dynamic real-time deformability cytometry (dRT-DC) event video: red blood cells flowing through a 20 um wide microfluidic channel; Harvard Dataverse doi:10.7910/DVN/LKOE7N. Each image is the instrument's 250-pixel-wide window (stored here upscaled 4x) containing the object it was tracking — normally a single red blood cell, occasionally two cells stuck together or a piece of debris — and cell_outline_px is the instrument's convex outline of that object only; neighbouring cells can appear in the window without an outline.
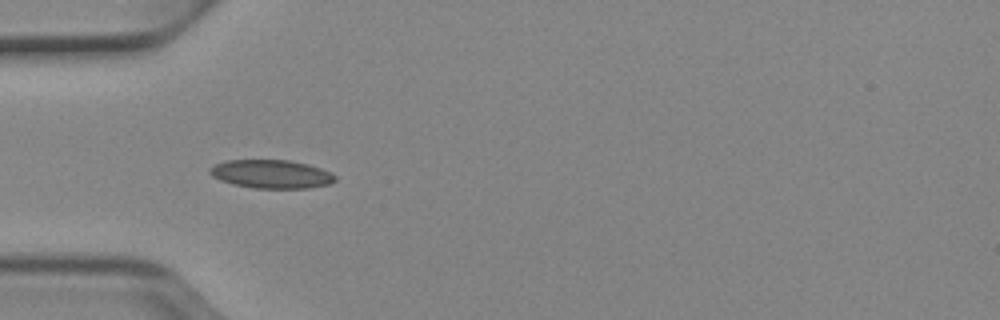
{"species": "Egyptian fruit bat (a non-hibernating species)", "species_latin": "Rousettus aegyptiacus", "temperature_condition": "cold", "stored_images_in_passage": 4, "camera_frame_rate_fps": 3000, "um_per_image_px": 0.085, "animal": {"sex": "female"}, "frame": {"image": 1, "passage_image": 1, "time_ms": 0.0, "image_size_px": [1000, 320], "cell_outline_px": [[336, 180], [328, 184], [308, 188], [252, 188], [232, 184], [220, 180], [212, 176], [208, 172], [208, 168], [216, 164], [228, 160], [288, 160], [308, 164], [320, 168], [336, 176]], "centroid_in_image_um": [23.02, 14.8], "position_along_channel_um": 62.0, "area_um2": 20.75}}
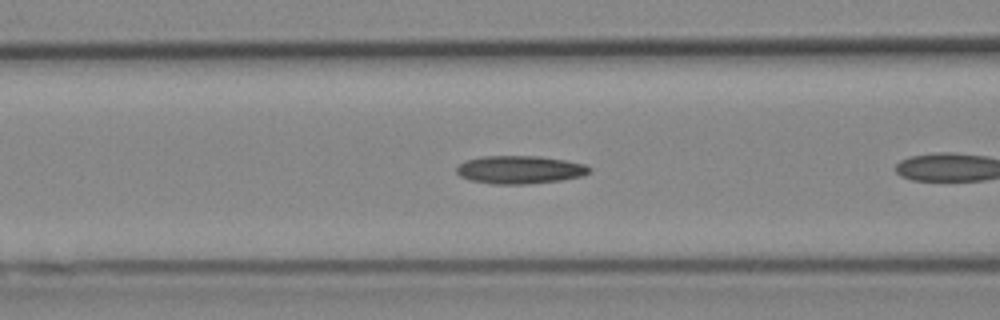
{"frame": {"image": 2, "passage_image": 3, "time_ms": 0.667, "image_size_px": [1000, 320], "cell_outline_px": [[592, 168], [584, 176], [560, 180], [528, 184], [492, 184], [468, 180], [460, 176], [456, 172], [456, 168], [464, 160], [480, 156], [540, 156], [564, 160], [584, 164]], "centroid_in_image_um": [44.15, 14.42], "position_along_channel_um": 122.5, "area_um2": 21.85}}